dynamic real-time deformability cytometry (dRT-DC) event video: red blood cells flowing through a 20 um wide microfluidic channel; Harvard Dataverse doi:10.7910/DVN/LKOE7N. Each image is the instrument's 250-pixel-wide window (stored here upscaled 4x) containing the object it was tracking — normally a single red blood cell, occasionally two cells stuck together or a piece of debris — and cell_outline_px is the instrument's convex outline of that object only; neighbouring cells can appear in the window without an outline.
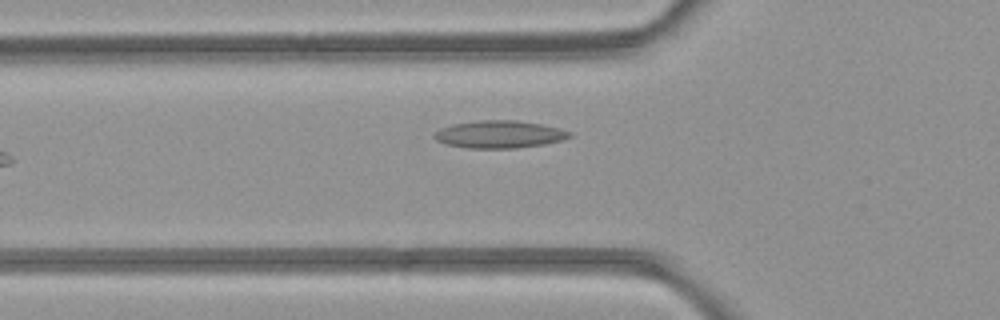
{"species": "common noctule bat (a hibernating species)", "species_latin": "Nyctalus noctula", "temperature_condition": "room temperature", "stored_images_in_passage": 2, "camera_frame_rate_fps": 3000, "um_per_image_px": 0.085, "animal": {"sex": "female", "body_mass_g": 21.9}, "frame": {"image": 1, "passage_image": 2, "time_ms": 1.333, "image_size_px": [1000, 320], "cell_outline_px": [[572, 136], [564, 140], [544, 144], [516, 148], [468, 148], [444, 144], [436, 140], [432, 136], [440, 128], [452, 124], [480, 120], [516, 120], [540, 124], [560, 128], [572, 132]], "centroid_in_image_um": [42.45, 11.42], "position_along_channel_um": 83.3, "area_um2": 21.79}}